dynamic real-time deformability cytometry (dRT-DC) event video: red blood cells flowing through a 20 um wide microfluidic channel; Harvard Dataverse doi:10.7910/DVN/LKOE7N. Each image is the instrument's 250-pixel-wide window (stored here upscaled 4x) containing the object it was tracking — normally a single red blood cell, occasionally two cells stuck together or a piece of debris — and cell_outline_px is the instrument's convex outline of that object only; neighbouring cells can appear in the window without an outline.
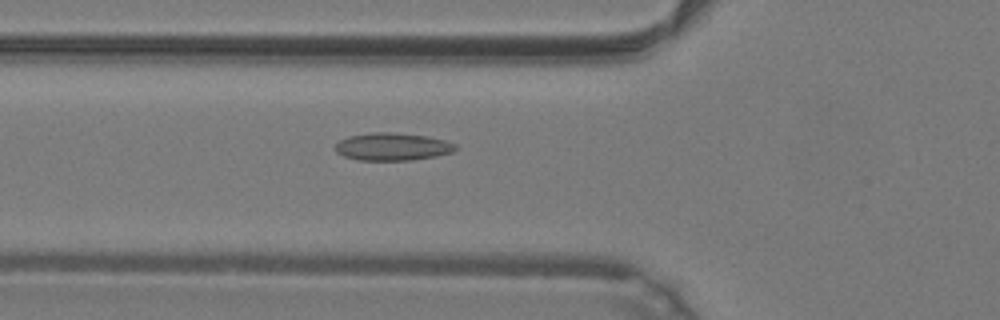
{"species": "common noctule bat (a hibernating species)", "species_latin": "Nyctalus noctula", "temperature_condition": "warm", "stored_images_in_passage": 36, "camera_frame_rate_fps": 3000, "um_per_image_px": 0.085, "animal": {"sex": "male", "body_mass_g": 19.2, "forearm_length_mm": 51.8}, "frame": {"image": 1, "passage_image": 14, "time_ms": 4.333, "image_size_px": [1000, 320], "cell_outline_px": [[456, 148], [452, 152], [436, 156], [412, 160], [356, 160], [344, 156], [336, 152], [336, 144], [340, 140], [348, 136], [372, 132], [388, 132], [428, 136], [444, 140], [456, 144]], "centroid_in_image_um": [33.35, 12.47], "position_along_channel_um": 92.5, "area_um2": 19.31}}
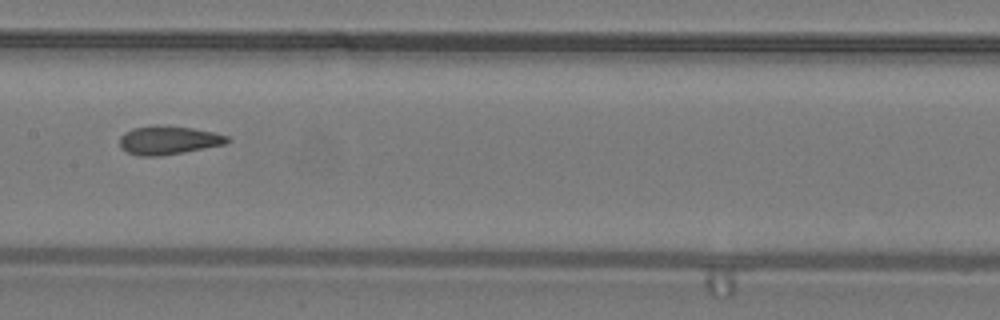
{"frame": {"image": 2, "passage_image": 21, "time_ms": 6.667, "image_size_px": [1000, 320], "cell_outline_px": [[232, 140], [224, 144], [184, 152], [160, 156], [140, 156], [128, 152], [120, 148], [120, 136], [124, 132], [132, 128], [156, 124], [160, 124], [192, 128], [212, 132], [228, 136]], "centroid_in_image_um": [14.28, 11.9], "position_along_channel_um": 193.1, "area_um2": 18.03}}
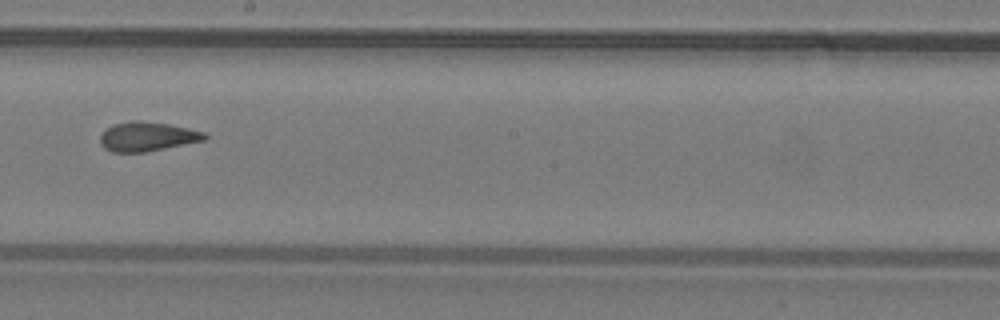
{"frame": {"image": 3, "passage_image": 24, "time_ms": 7.667, "image_size_px": [1000, 320], "cell_outline_px": [[208, 140], [144, 152], [112, 152], [104, 148], [100, 144], [100, 136], [108, 128], [116, 124], [132, 120], [140, 120], [168, 124], [188, 128], [204, 132], [208, 136]], "centroid_in_image_um": [12.55, 11.61], "position_along_channel_um": 235.6, "area_um2": 17.8}}